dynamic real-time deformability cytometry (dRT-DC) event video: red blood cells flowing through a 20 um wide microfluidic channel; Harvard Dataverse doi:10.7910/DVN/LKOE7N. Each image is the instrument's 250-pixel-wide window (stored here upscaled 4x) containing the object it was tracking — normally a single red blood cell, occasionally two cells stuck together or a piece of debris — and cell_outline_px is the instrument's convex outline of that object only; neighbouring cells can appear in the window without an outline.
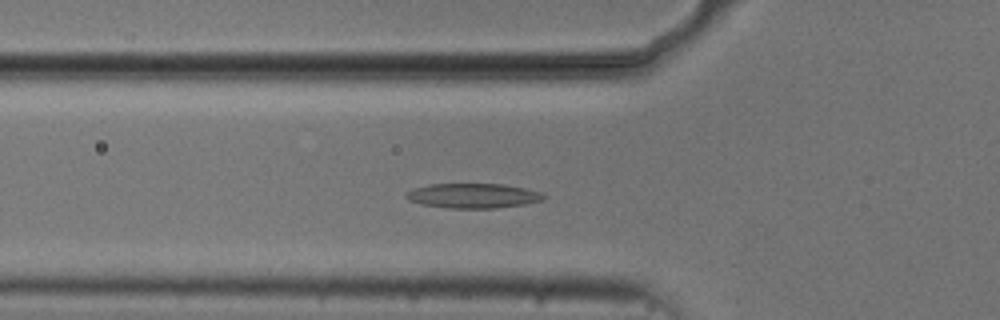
{"species": "common noctule bat (a hibernating species)", "species_latin": "Nyctalus noctula", "temperature_condition": "cold", "stored_images_in_passage": 51, "camera_frame_rate_fps": 3000, "um_per_image_px": 0.085, "animal": {"sex": "male", "body_mass_g": 20.5, "forearm_length_mm": 52.5}, "frame": {"image": 1, "passage_image": 16, "time_ms": 5.0, "image_size_px": [1000, 320], "cell_outline_px": [[548, 196], [544, 200], [524, 204], [496, 208], [448, 208], [424, 204], [408, 200], [404, 196], [404, 192], [416, 188], [432, 184], [504, 184], [524, 188], [540, 192]], "centroid_in_image_um": [40.23, 16.64], "position_along_channel_um": 85.6, "area_um2": 19.77}}
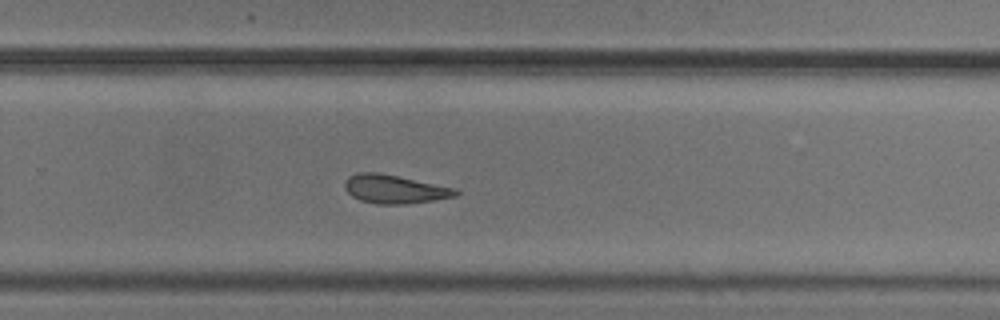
{"frame": {"image": 2, "passage_image": 33, "time_ms": 10.667, "image_size_px": [1000, 320], "cell_outline_px": [[460, 192], [456, 196], [432, 200], [404, 204], [376, 204], [360, 200], [352, 196], [344, 188], [344, 184], [348, 176], [356, 172], [376, 172], [456, 188]], "centroid_in_image_um": [33.5, 16.07], "position_along_channel_um": 296.3, "area_um2": 18.32}}
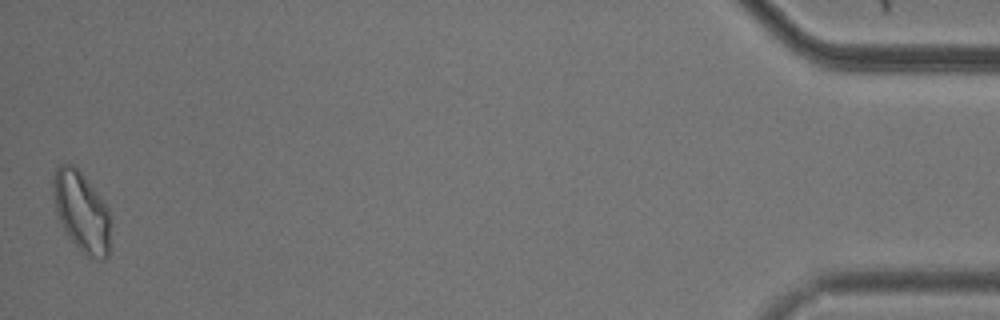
{"frame": {"image": 3, "passage_image": 51, "time_ms": 16.667, "image_size_px": [1000, 320], "cell_outline_px": [[112, 220], [108, 256], [104, 260], [96, 260], [80, 252], [64, 228], [60, 220], [56, 208], [52, 188], [52, 180], [56, 168], [60, 164], [72, 164], [84, 176], [100, 196], [108, 208]], "centroid_in_image_um": [6.98, 18.02], "position_along_channel_um": 428.2, "area_um2": 26.93}, "authors_computed_cell_mechanics": {"area_um2": 19.7676, "velocity_mm_per_s": 3.7128, "shape_relaxation_time_tau1_ms": null, "shape_relaxation_time_tau2_ms": 5.2471, "deformation_change_tau1": null, "deformation_change_tau2": 0.1137}}